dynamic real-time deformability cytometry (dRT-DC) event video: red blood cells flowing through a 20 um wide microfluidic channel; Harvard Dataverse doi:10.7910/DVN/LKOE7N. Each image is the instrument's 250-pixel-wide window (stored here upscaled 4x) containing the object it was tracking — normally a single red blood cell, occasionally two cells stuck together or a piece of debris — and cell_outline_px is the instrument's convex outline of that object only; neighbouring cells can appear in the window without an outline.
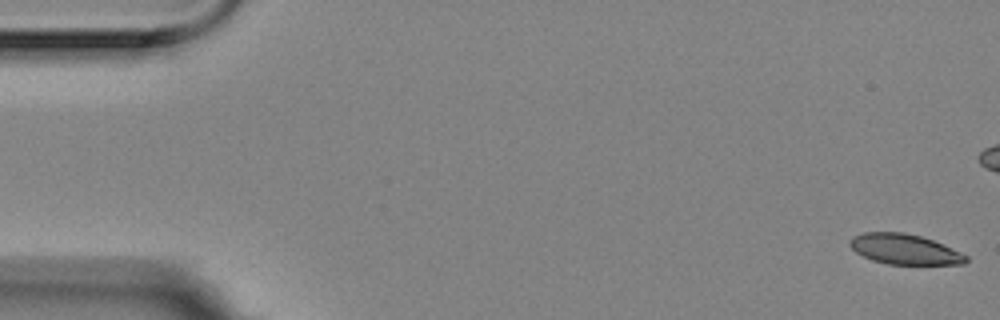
{"species": "Egyptian fruit bat (a non-hibernating species)", "species_latin": "Rousettus aegyptiacus", "temperature_condition": "room temperature", "stored_images_in_passage": 57, "camera_frame_rate_fps": 3000, "um_per_image_px": 0.085, "animal": {"sex": "female"}, "frame": {"image": 1, "passage_image": 1, "time_ms": 0.0, "image_size_px": [1000, 320], "cell_outline_px": [[968, 260], [964, 264], [888, 264], [872, 260], [856, 252], [848, 244], [848, 240], [852, 236], [864, 232], [904, 232], [920, 236], [944, 244], [968, 256]], "centroid_in_image_um": [76.87, 21.17], "position_along_channel_um": 8.1, "area_um2": 20.52}}
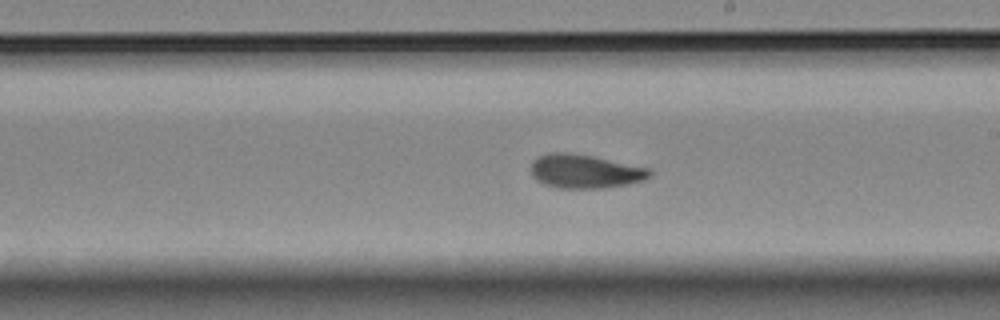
{"frame": {"image": 2, "passage_image": 32, "time_ms": 10.333, "image_size_px": [1000, 320], "cell_outline_px": [[652, 176], [644, 180], [628, 184], [604, 188], [556, 188], [544, 184], [536, 180], [532, 176], [532, 160], [548, 152], [568, 152], [592, 156], [648, 168], [652, 172]], "centroid_in_image_um": [49.71, 14.57], "position_along_channel_um": 239.3, "area_um2": 23.41}}
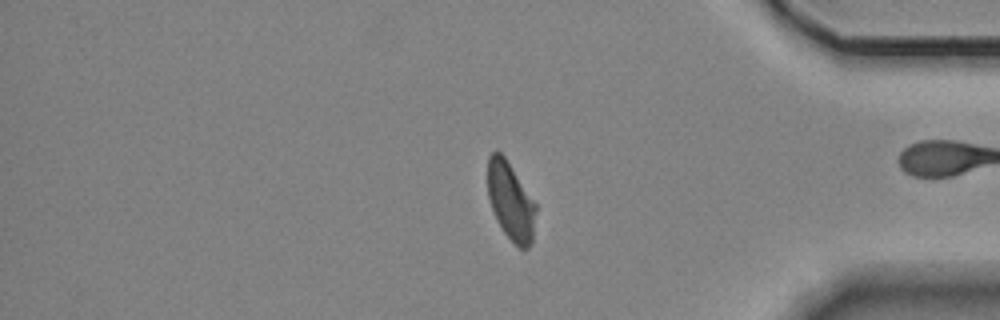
{"frame": {"image": 3, "passage_image": 47, "time_ms": 15.333, "image_size_px": [1000, 320], "cell_outline_px": [[536, 212], [532, 244], [528, 248], [520, 248], [504, 232], [496, 220], [488, 196], [488, 156], [496, 148], [504, 156], [536, 204]], "centroid_in_image_um": [43.4, 17.1], "position_along_channel_um": 391.8, "area_um2": 21.68}, "authors_computed_cell_mechanics": {"area_um2": 22.7732, "velocity_mm_per_s": 3.5206, "shape_relaxation_time_tau1_ms": 4.0281, "shape_relaxation_time_tau2_ms": 2.8554, "deformation_change_tau1": 0.1279, "deformation_change_tau2": 0.0742}}